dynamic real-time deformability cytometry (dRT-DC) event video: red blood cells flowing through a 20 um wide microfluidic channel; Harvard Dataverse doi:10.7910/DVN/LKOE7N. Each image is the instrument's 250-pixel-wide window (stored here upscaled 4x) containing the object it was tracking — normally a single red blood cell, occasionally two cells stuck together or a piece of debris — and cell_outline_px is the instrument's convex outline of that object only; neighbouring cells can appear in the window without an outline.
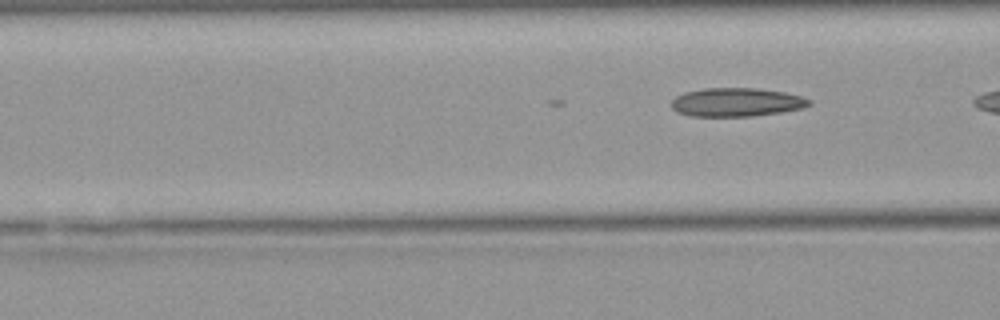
{"species": "Egyptian fruit bat (a non-hibernating species)", "species_latin": "Rousettus aegyptiacus", "temperature_condition": "warm", "stored_images_in_passage": 16, "camera_frame_rate_fps": 3000, "um_per_image_px": 0.085, "animal": {"sex": "female"}, "frame": {"image": 1, "passage_image": 16, "time_ms": 5.0, "image_size_px": [1000, 320], "cell_outline_px": [[812, 104], [804, 108], [780, 112], [752, 116], [692, 116], [676, 112], [668, 104], [676, 96], [684, 92], [704, 88], [756, 88], [784, 92], [800, 96], [812, 100]], "centroid_in_image_um": [62.58, 8.69], "position_along_channel_um": 104.0, "area_um2": 23.12}}